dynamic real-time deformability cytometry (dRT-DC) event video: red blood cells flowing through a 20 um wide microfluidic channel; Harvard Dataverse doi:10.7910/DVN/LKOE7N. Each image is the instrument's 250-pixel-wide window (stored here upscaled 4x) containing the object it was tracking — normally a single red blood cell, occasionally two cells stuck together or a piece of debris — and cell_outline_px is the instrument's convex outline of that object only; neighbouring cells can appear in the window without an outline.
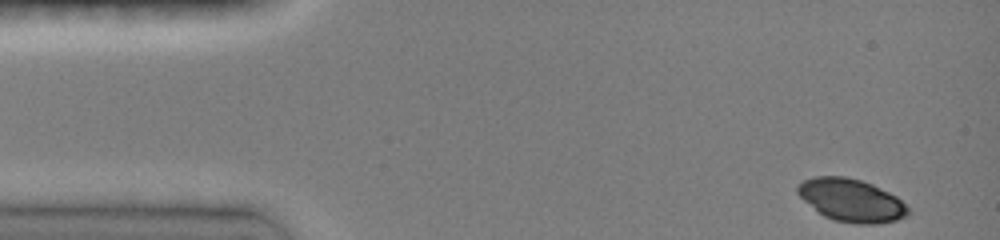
{"species": "common noctule bat (a hibernating species)", "species_latin": "Nyctalus noctula", "temperature_condition": "room temperature", "stored_images_in_passage": 14, "camera_frame_rate_fps": 3000, "um_per_image_px": 0.085, "animal": {"sex": "female", "body_mass_g": 19.0, "forearm_length_mm": 51.5}, "frame": {"image": 1, "passage_image": 1, "time_ms": 0.0, "image_size_px": [1000, 240], "cell_outline_px": [[908, 216], [896, 220], [876, 224], [856, 224], [832, 220], [824, 216], [804, 200], [796, 192], [796, 184], [804, 180], [816, 176], [844, 176], [860, 180], [872, 184], [896, 196], [908, 208]], "centroid_in_image_um": [72.34, 17.02], "position_along_channel_um": 12.7, "area_um2": 27.46}}
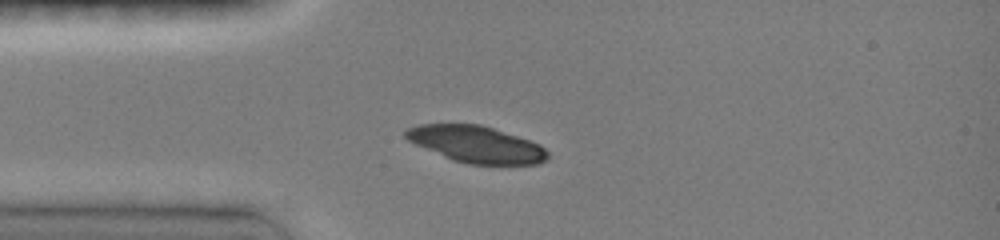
{"frame": {"image": 2, "passage_image": 10, "time_ms": 3.0, "image_size_px": [1000, 240], "cell_outline_px": [[548, 160], [540, 164], [468, 164], [452, 160], [416, 144], [408, 140], [404, 136], [404, 132], [408, 128], [416, 124], [480, 124], [540, 144], [548, 152]], "centroid_in_image_um": [40.48, 12.27], "position_along_channel_um": 44.5, "area_um2": 30.11}}